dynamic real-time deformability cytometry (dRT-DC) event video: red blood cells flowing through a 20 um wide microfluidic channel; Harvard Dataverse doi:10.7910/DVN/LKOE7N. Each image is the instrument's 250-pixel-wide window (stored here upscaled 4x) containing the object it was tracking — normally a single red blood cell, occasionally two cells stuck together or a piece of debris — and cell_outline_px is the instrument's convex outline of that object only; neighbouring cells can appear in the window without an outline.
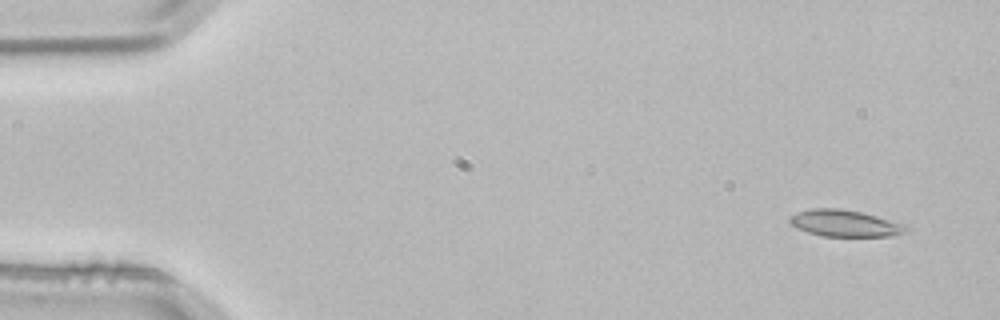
{"species": "common noctule bat (a hibernating species)", "species_latin": "Nyctalus noctula", "temperature_condition": "room temperature", "stored_images_in_passage": 51, "camera_frame_rate_fps": 3000, "um_per_image_px": 0.085, "animal": {"sex": "male", "body_mass_g": 21.5, "forearm_length_mm": 52.0}, "frame": {"image": 1, "passage_image": 1, "time_ms": 0.0, "image_size_px": [1000, 320], "cell_outline_px": [[912, 228], [908, 232], [888, 236], [820, 236], [796, 228], [788, 220], [788, 216], [812, 208], [840, 208], [860, 212], [908, 224]], "centroid_in_image_um": [71.87, 18.98], "position_along_channel_um": 13.1, "area_um2": 18.26}}
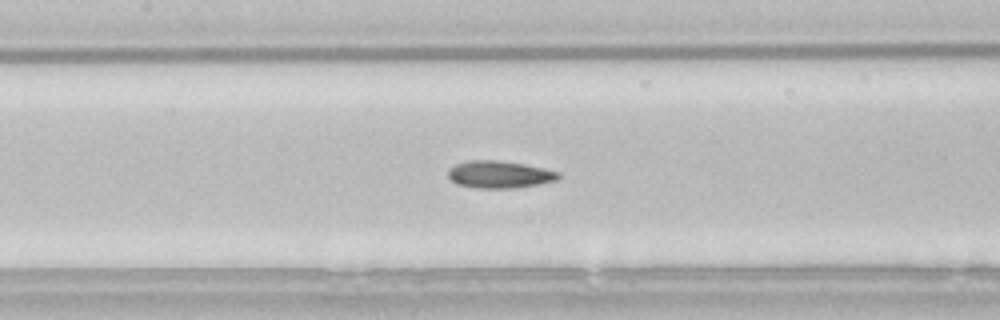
{"frame": {"image": 2, "passage_image": 22, "time_ms": 7.0, "image_size_px": [1000, 320], "cell_outline_px": [[560, 180], [512, 188], [476, 188], [456, 184], [448, 176], [448, 168], [456, 164], [472, 160], [496, 160], [524, 164], [560, 172]], "centroid_in_image_um": [42.45, 14.83], "position_along_channel_um": 165.0, "area_um2": 17.46}}
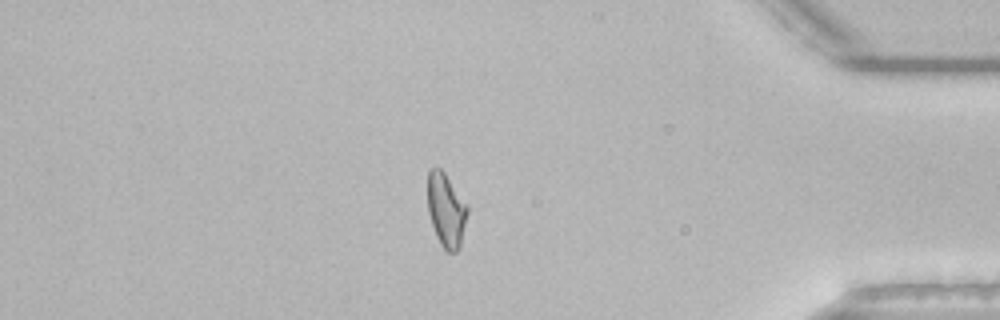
{"frame": {"image": 3, "passage_image": 43, "time_ms": 14.0, "image_size_px": [1000, 320], "cell_outline_px": [[468, 212], [460, 248], [456, 252], [448, 252], [440, 244], [436, 236], [428, 212], [428, 168], [440, 168], [444, 172], [468, 208]], "centroid_in_image_um": [37.91, 17.89], "position_along_channel_um": 397.3, "area_um2": 16.88}, "authors_computed_cell_mechanics": {"area_um2": 17.5712, "velocity_mm_per_s": 3.8264, "shape_relaxation_time_tau1_ms": 10.8822, "shape_relaxation_time_tau2_ms": 4.738, "deformation_change_tau1": 0.2261, "deformation_change_tau2": 0.1183}}